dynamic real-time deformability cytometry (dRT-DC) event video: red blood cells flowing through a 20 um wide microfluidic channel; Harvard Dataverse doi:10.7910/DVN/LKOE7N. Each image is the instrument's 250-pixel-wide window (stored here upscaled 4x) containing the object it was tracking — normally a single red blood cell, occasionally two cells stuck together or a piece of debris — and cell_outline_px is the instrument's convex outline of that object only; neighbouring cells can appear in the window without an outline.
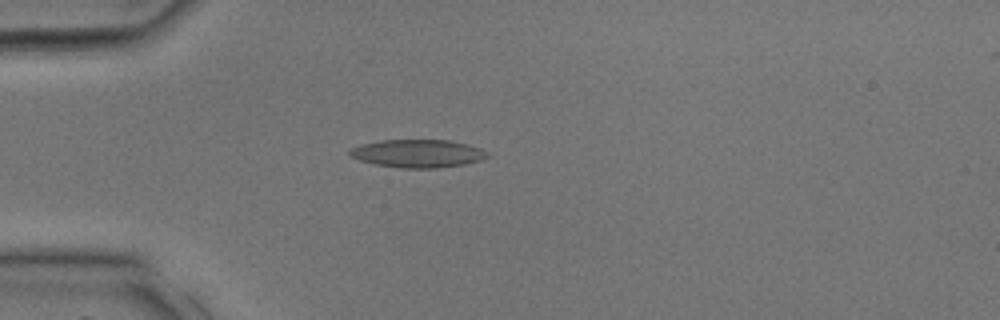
{"species": "common noctule bat (a hibernating species)", "species_latin": "Nyctalus noctula", "temperature_condition": "room temperature", "stored_images_in_passage": 35, "camera_frame_rate_fps": 3000, "um_per_image_px": 0.085, "animal": {"sex": "male", "body_mass_g": 17.9, "forearm_length_mm": 54.2}, "frame": {"image": 1, "passage_image": 10, "time_ms": 3.0, "image_size_px": [1000, 320], "cell_outline_px": [[488, 156], [480, 160], [464, 164], [436, 168], [400, 168], [372, 164], [348, 156], [348, 152], [352, 148], [360, 144], [380, 140], [452, 140], [468, 144], [480, 148], [488, 152]], "centroid_in_image_um": [35.47, 13.04], "position_along_channel_um": 49.5, "area_um2": 22.6}}
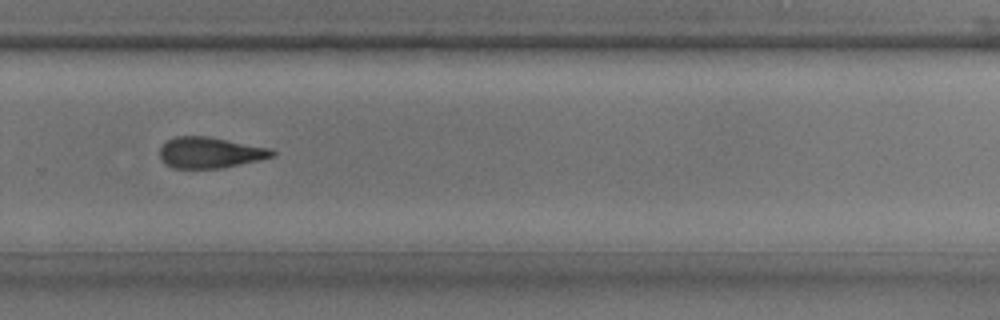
{"frame": {"image": 2, "passage_image": 24, "time_ms": 7.667, "image_size_px": [1000, 320], "cell_outline_px": [[276, 156], [260, 160], [220, 168], [172, 168], [164, 164], [160, 156], [160, 148], [168, 140], [176, 136], [208, 136], [272, 148], [276, 152]], "centroid_in_image_um": [17.88, 12.97], "position_along_channel_um": 311.9, "area_um2": 20.4}}
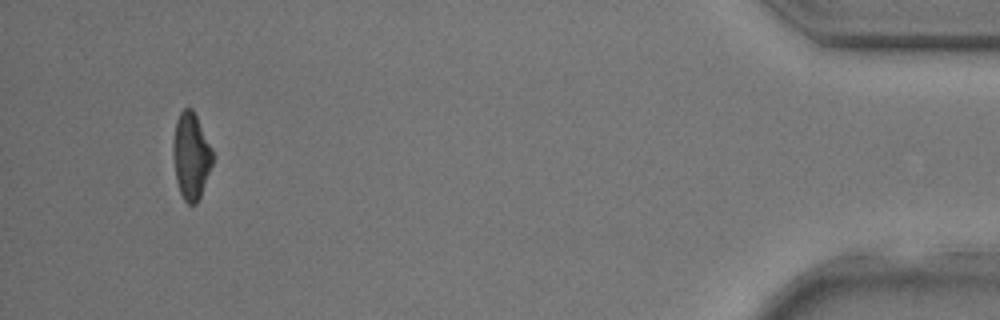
{"frame": {"image": 3, "passage_image": 33, "time_ms": 10.667, "image_size_px": [1000, 320], "cell_outline_px": [[216, 156], [200, 196], [196, 204], [188, 204], [184, 200], [180, 192], [176, 180], [172, 152], [172, 144], [176, 120], [180, 112], [184, 108], [192, 108]], "centroid_in_image_um": [16.25, 13.26], "position_along_channel_um": 419.0, "area_um2": 20.11}}